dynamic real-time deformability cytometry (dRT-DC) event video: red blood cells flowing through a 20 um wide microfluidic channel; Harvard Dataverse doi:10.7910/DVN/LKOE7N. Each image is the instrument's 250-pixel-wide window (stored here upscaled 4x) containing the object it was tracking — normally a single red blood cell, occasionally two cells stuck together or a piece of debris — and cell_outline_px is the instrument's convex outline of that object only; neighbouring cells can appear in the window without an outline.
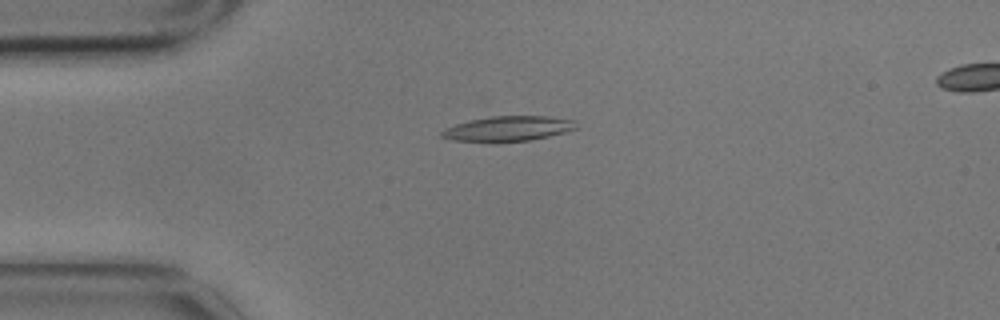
{"species": "common noctule bat (a hibernating species)", "species_latin": "Nyctalus noctula", "temperature_condition": "cold", "stored_images_in_passage": 7, "camera_frame_rate_fps": 3000, "um_per_image_px": 0.085, "animal": {"sex": "male", "body_mass_g": 17.9}, "frame": {"image": 1, "passage_image": 5, "time_ms": 1.333, "image_size_px": [1000, 320], "cell_outline_px": [[580, 128], [548, 136], [528, 140], [500, 144], [496, 144], [452, 140], [440, 136], [440, 132], [444, 128], [468, 120], [492, 116], [548, 116], [576, 120]], "centroid_in_image_um": [43.17, 10.96], "position_along_channel_um": 41.8, "area_um2": 20.35}}